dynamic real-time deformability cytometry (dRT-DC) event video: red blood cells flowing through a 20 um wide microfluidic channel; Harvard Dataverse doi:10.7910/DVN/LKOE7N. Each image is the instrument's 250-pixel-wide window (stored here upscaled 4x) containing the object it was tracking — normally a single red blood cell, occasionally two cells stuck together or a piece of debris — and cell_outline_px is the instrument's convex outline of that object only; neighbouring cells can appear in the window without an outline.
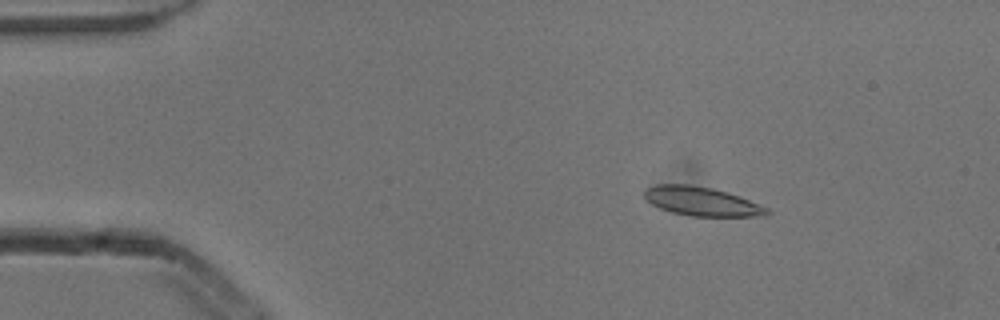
{"species": "common noctule bat (a hibernating species)", "species_latin": "Nyctalus noctula", "temperature_condition": "cold", "stored_images_in_passage": 3, "camera_frame_rate_fps": 3000, "um_per_image_px": 0.085, "animal": {"sex": "male", "body_mass_g": 13.3}, "frame": {"image": 1, "passage_image": 1, "time_ms": 0.0, "image_size_px": [1000, 320], "cell_outline_px": [[772, 212], [764, 216], [692, 216], [672, 212], [660, 208], [652, 204], [644, 196], [644, 188], [656, 184], [688, 184], [712, 188], [748, 200], [768, 208]], "centroid_in_image_um": [59.6, 17.12], "position_along_channel_um": 25.4, "area_um2": 20.4}}